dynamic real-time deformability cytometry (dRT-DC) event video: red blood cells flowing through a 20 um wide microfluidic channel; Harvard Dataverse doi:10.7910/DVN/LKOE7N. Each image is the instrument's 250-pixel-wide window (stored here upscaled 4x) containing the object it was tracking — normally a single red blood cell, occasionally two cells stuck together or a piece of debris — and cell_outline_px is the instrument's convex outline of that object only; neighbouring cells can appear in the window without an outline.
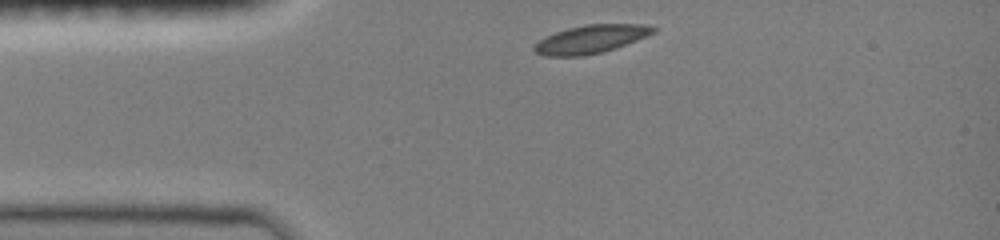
{"species": "common noctule bat (a hibernating species)", "species_latin": "Nyctalus noctula", "temperature_condition": "room temperature", "stored_images_in_passage": 33, "camera_frame_rate_fps": 3000, "um_per_image_px": 0.085, "animal": {"sex": "female", "body_mass_g": 19.0, "forearm_length_mm": 51.5}, "frame": {"image": 1, "passage_image": 1, "time_ms": 0.0, "image_size_px": [1000, 240], "cell_outline_px": [[656, 32], [624, 44], [600, 52], [580, 56], [544, 56], [536, 52], [532, 48], [540, 40], [556, 32], [568, 28], [584, 24], [644, 24], [656, 28]], "centroid_in_image_um": [50.2, 3.31], "position_along_channel_um": 34.8, "area_um2": 19.07}}
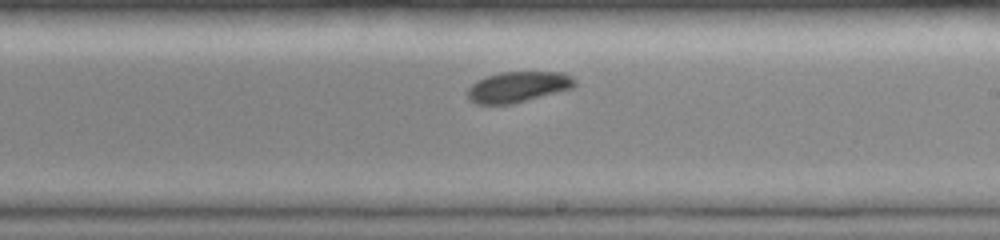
{"frame": {"image": 2, "passage_image": 19, "time_ms": 6.0, "image_size_px": [1000, 240], "cell_outline_px": [[576, 84], [572, 88], [512, 104], [476, 104], [468, 96], [468, 88], [476, 80], [484, 76], [500, 72], [564, 72], [572, 76], [576, 80]], "centroid_in_image_um": [44.03, 7.37], "position_along_channel_um": 245.0, "area_um2": 19.19}}
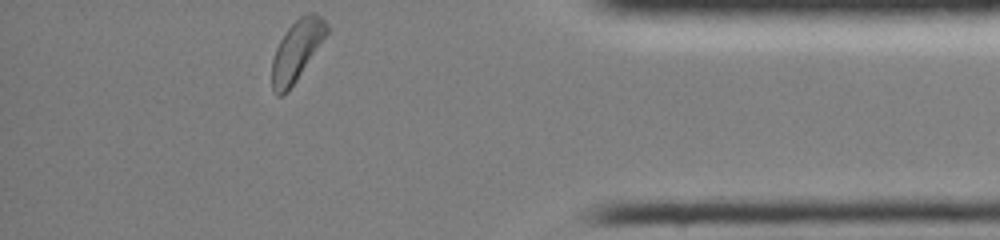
{"frame": {"image": 3, "passage_image": 33, "time_ms": 10.667, "image_size_px": [1000, 240], "cell_outline_px": [[328, 32], [288, 92], [284, 96], [276, 96], [272, 88], [272, 60], [276, 48], [280, 40], [288, 28], [304, 12], [312, 12], [320, 16], [324, 20], [328, 28]], "centroid_in_image_um": [25.19, 4.31], "position_along_channel_um": 410.0, "area_um2": 19.02}, "authors_computed_cell_mechanics": {"area_um2": 19.4786, "velocity_mm_per_s": 3.9731, "shape_relaxation_time_tau1_ms": 1.8398, "shape_relaxation_time_tau2_ms": null, "deformation_change_tau1": 0.0538, "deformation_change_tau2": null}}